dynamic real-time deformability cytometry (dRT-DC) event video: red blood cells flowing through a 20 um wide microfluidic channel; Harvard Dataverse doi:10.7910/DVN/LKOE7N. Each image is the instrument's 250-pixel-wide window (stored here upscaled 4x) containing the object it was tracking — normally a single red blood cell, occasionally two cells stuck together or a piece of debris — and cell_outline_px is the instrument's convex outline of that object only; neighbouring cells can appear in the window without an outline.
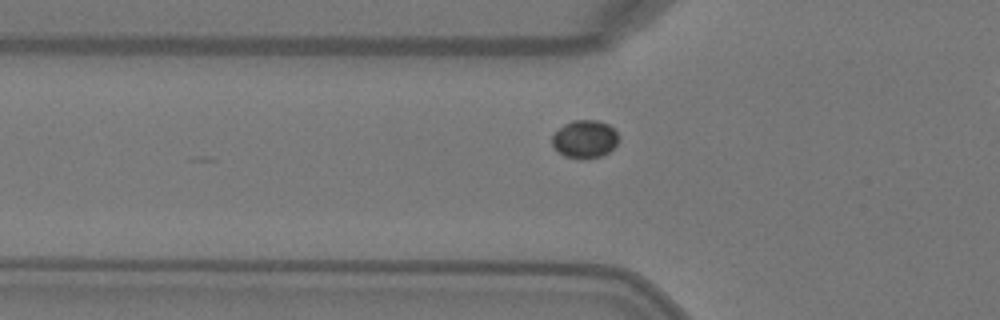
{"species": "Egyptian fruit bat (a non-hibernating species)", "species_latin": "Rousettus aegyptiacus", "temperature_condition": "warm", "stored_images_in_passage": 11, "camera_frame_rate_fps": 3000, "um_per_image_px": 0.085, "animal": {"sex": "female"}, "frame": {"image": 1, "passage_image": 7, "time_ms": 2.0, "image_size_px": [1000, 320], "cell_outline_px": [[620, 140], [608, 152], [600, 156], [580, 160], [564, 156], [552, 144], [552, 136], [564, 124], [572, 120], [600, 120], [608, 124], [616, 132]], "centroid_in_image_um": [49.72, 11.82], "position_along_channel_um": 76.1, "area_um2": 14.68}}
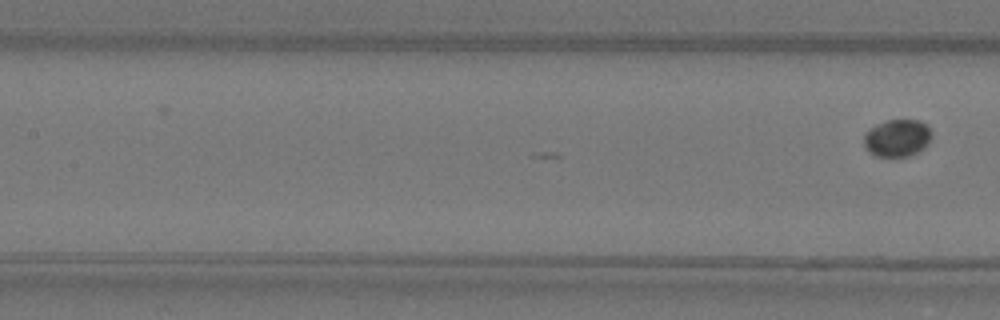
{"frame": {"image": 2, "passage_image": 11, "time_ms": 3.333, "image_size_px": [1000, 320], "cell_outline_px": [[932, 136], [928, 144], [924, 148], [908, 156], [876, 156], [868, 152], [864, 144], [864, 132], [868, 128], [876, 124], [888, 120], [920, 120], [928, 124], [932, 132]], "centroid_in_image_um": [76.27, 11.71], "position_along_channel_um": 131.1, "area_um2": 14.97}}